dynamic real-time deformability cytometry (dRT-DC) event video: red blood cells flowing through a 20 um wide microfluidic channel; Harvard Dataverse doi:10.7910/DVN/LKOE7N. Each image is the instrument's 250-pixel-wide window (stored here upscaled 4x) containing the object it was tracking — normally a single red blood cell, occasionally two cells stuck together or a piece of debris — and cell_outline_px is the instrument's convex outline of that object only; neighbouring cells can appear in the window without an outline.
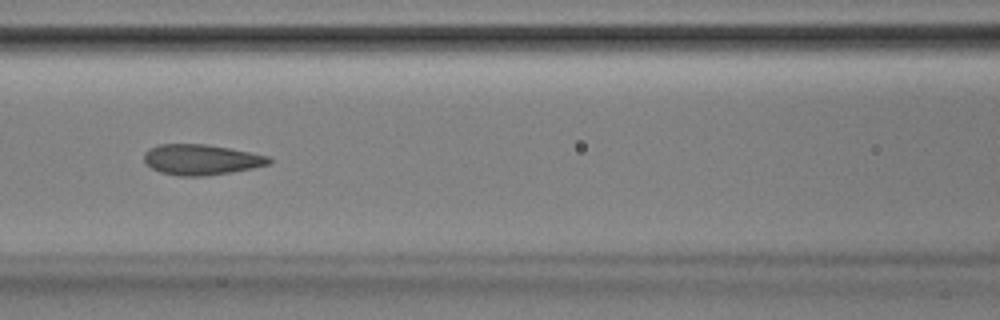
{"species": "Egyptian fruit bat (a non-hibernating species)", "species_latin": "Rousettus aegyptiacus", "temperature_condition": "room temperature", "stored_images_in_passage": 52, "camera_frame_rate_fps": 3000, "um_per_image_px": 0.085, "animal": {"sex": "male"}, "frame": {"image": 1, "passage_image": 22, "time_ms": 7.0, "image_size_px": [1000, 320], "cell_outline_px": [[272, 160], [268, 164], [252, 168], [232, 172], [208, 176], [180, 176], [160, 172], [152, 168], [144, 160], [144, 152], [160, 144], [208, 144], [252, 152], [268, 156]], "centroid_in_image_um": [17.12, 13.57], "position_along_channel_um": 149.5, "area_um2": 22.2}}
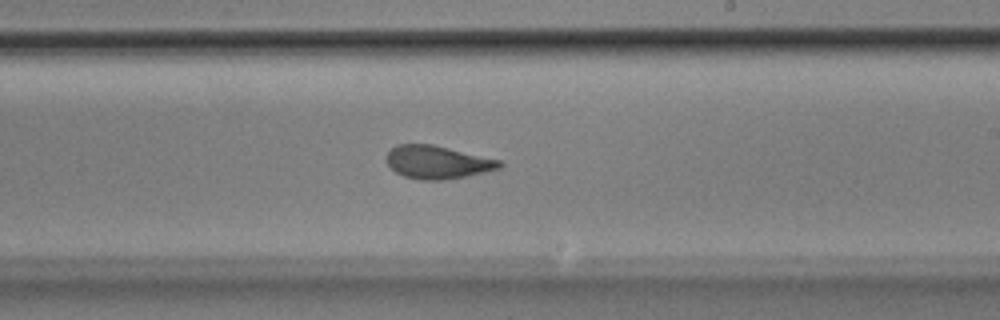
{"frame": {"image": 2, "passage_image": 30, "time_ms": 9.667, "image_size_px": [1000, 320], "cell_outline_px": [[504, 164], [500, 168], [484, 172], [444, 180], [420, 180], [404, 176], [396, 172], [388, 164], [388, 152], [396, 144], [432, 144], [500, 160]], "centroid_in_image_um": [37.19, 13.78], "position_along_channel_um": 251.8, "area_um2": 21.5}}
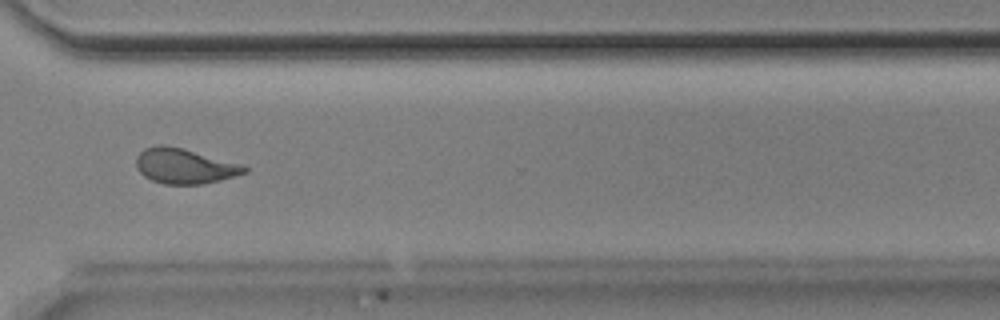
{"frame": {"image": 3, "passage_image": 38, "time_ms": 12.333, "image_size_px": [1000, 320], "cell_outline_px": [[248, 172], [236, 176], [204, 184], [164, 184], [152, 180], [144, 176], [136, 168], [136, 156], [144, 148], [160, 144], [164, 144], [184, 148], [244, 164], [248, 168]], "centroid_in_image_um": [15.71, 14.1], "position_along_channel_um": 354.9, "area_um2": 22.54}, "authors_computed_cell_mechanics": {"area_um2": 22.2241, "velocity_mm_per_s": 3.8548, "shape_relaxation_time_tau1_ms": 5.7816, "shape_relaxation_time_tau2_ms": 1.2729, "deformation_change_tau1": 0.1766, "deformation_change_tau2": 0.0643}}